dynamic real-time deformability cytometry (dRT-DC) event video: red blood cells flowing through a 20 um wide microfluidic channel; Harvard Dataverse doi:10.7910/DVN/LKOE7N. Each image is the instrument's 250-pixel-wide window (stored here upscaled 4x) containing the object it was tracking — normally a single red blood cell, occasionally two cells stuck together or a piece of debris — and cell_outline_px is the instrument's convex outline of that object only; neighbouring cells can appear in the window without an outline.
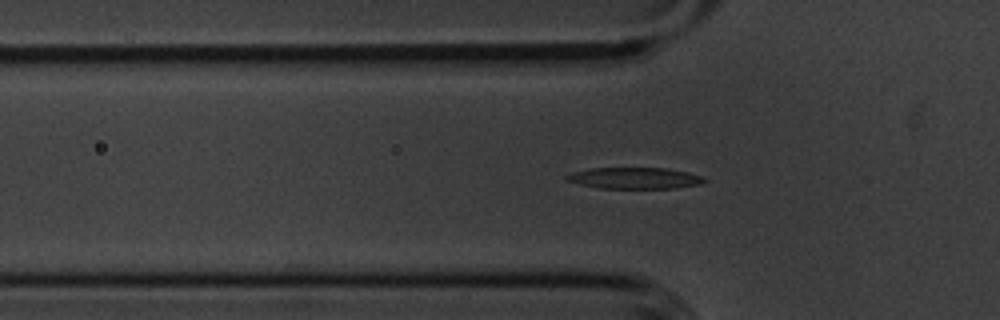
{"species": "common noctule bat (a hibernating species)", "species_latin": "Nyctalus noctula", "temperature_condition": "cold", "stored_images_in_passage": 47, "camera_frame_rate_fps": 3000, "um_per_image_px": 0.085, "animal": {"sex": "male", "body_mass_g": 20.1, "forearm_length_mm": 53.5}, "frame": {"image": 1, "passage_image": 17, "time_ms": 5.333, "image_size_px": [1000, 320], "cell_outline_px": [[708, 180], [700, 184], [676, 188], [600, 188], [580, 184], [568, 180], [564, 176], [572, 172], [588, 168], [668, 168], [688, 172], [704, 176]], "centroid_in_image_um": [53.99, 15.13], "position_along_channel_um": 71.8, "area_um2": 17.17}}
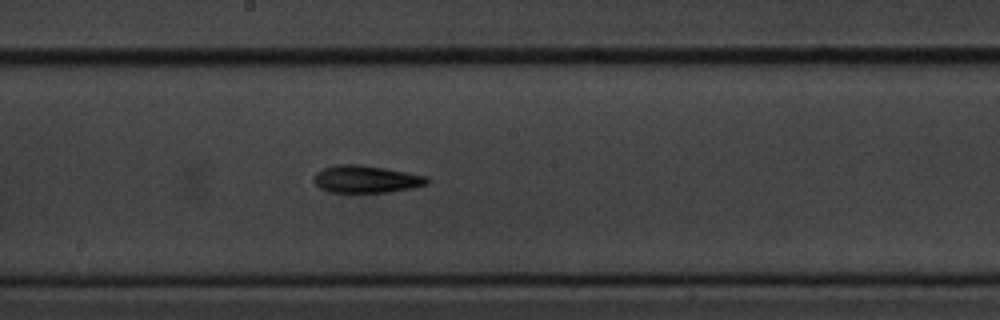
{"frame": {"image": 2, "passage_image": 29, "time_ms": 9.333, "image_size_px": [1000, 320], "cell_outline_px": [[428, 184], [412, 188], [388, 192], [328, 192], [320, 188], [312, 180], [316, 172], [324, 168], [336, 164], [356, 164], [384, 168], [428, 176]], "centroid_in_image_um": [31.1, 15.23], "position_along_channel_um": 217.1, "area_um2": 18.03}}
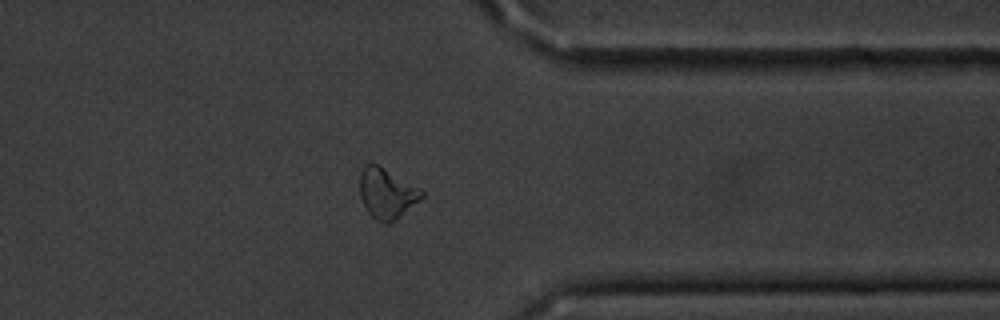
{"frame": {"image": 3, "passage_image": 43, "time_ms": 14.0, "image_size_px": [1000, 320], "cell_outline_px": [[424, 196], [396, 220], [388, 224], [384, 224], [376, 220], [368, 212], [360, 196], [360, 176], [364, 164], [376, 164], [420, 188], [424, 192]], "centroid_in_image_um": [32.88, 16.46], "position_along_channel_um": 378.5, "area_um2": 17.92}, "authors_computed_cell_mechanics": {"area_um2": 17.4556, "velocity_mm_per_s": 3.6045, "shape_relaxation_time_tau1_ms": 2.9871, "shape_relaxation_time_tau2_ms": null, "deformation_change_tau1": 0.1488, "deformation_change_tau2": null}}